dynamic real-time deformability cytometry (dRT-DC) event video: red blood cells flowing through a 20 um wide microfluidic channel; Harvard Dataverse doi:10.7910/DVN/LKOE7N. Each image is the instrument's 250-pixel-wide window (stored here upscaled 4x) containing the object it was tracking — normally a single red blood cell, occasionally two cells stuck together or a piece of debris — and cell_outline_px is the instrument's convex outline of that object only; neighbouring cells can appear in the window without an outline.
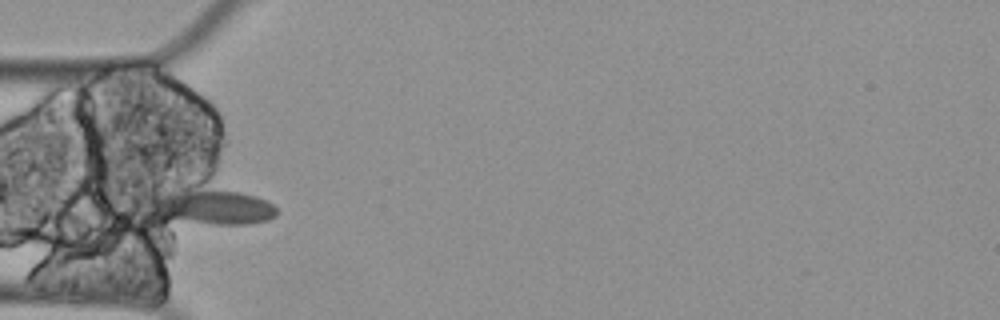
{"species": "Egyptian fruit bat (a non-hibernating species)", "species_latin": "Rousettus aegyptiacus", "temperature_condition": "cold", "stored_images_in_passage": 4, "camera_frame_rate_fps": 3000, "um_per_image_px": 0.085, "animal": {"sex": "female"}, "frame": {"image": 1, "passage_image": 2, "time_ms": 0.333, "image_size_px": [1000, 320], "cell_outline_px": [[276, 216], [268, 220], [248, 224], [216, 224], [160, 220], [152, 216], [140, 204], [140, 200], [148, 196], [168, 192], [240, 192], [256, 196], [272, 204], [276, 208]], "centroid_in_image_um": [17.77, 17.65], "position_along_channel_um": 67.2, "area_um2": 26.24}}